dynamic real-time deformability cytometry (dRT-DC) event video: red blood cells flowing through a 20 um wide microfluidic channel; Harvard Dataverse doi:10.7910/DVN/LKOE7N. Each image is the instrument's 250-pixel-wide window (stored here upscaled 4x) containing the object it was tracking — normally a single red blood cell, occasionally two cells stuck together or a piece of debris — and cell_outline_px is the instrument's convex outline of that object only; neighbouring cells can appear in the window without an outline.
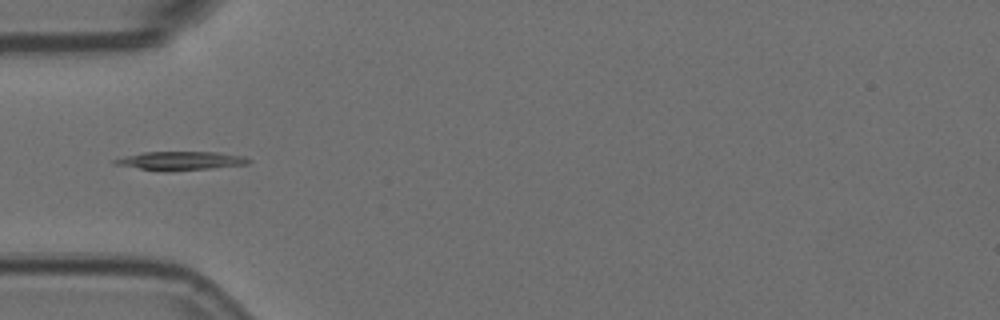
{"species": "Egyptian fruit bat (a non-hibernating species)", "species_latin": "Rousettus aegyptiacus", "temperature_condition": "room temperature", "stored_images_in_passage": 6, "camera_frame_rate_fps": 3000, "um_per_image_px": 0.085, "animal": {"sex": "female"}, "frame": {"image": 1, "passage_image": 4, "time_ms": 1.0, "image_size_px": [1000, 320], "cell_outline_px": [[252, 160], [248, 164], [212, 168], [168, 172], [164, 172], [116, 164], [112, 160], [124, 156], [144, 152], [216, 152], [244, 156]], "centroid_in_image_um": [15.39, 13.67], "position_along_channel_um": 69.6, "area_um2": 14.51}}
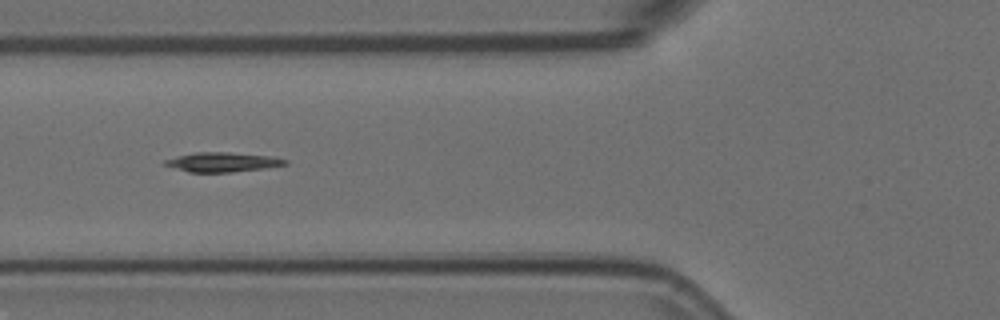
{"frame": {"image": 2, "passage_image": 5, "time_ms": 1.333, "image_size_px": [1000, 320], "cell_outline_px": [[288, 164], [264, 168], [232, 172], [188, 172], [164, 164], [164, 160], [196, 152], [228, 152], [272, 156], [288, 160]], "centroid_in_image_um": [18.96, 13.78], "position_along_channel_um": 106.8, "area_um2": 13.47}}
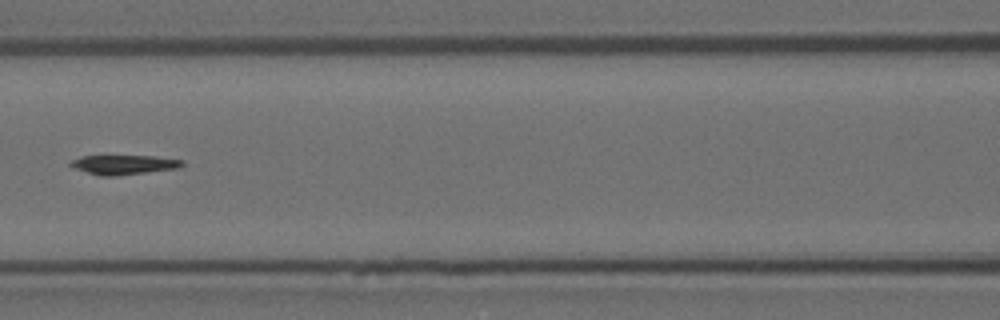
{"frame": {"image": 3, "passage_image": 6, "time_ms": 1.667, "image_size_px": [1000, 320], "cell_outline_px": [[184, 164], [180, 168], [116, 176], [100, 176], [72, 168], [68, 164], [72, 160], [80, 156], [156, 156], [184, 160]], "centroid_in_image_um": [10.52, 14.0], "position_along_channel_um": 156.1, "area_um2": 12.83}}